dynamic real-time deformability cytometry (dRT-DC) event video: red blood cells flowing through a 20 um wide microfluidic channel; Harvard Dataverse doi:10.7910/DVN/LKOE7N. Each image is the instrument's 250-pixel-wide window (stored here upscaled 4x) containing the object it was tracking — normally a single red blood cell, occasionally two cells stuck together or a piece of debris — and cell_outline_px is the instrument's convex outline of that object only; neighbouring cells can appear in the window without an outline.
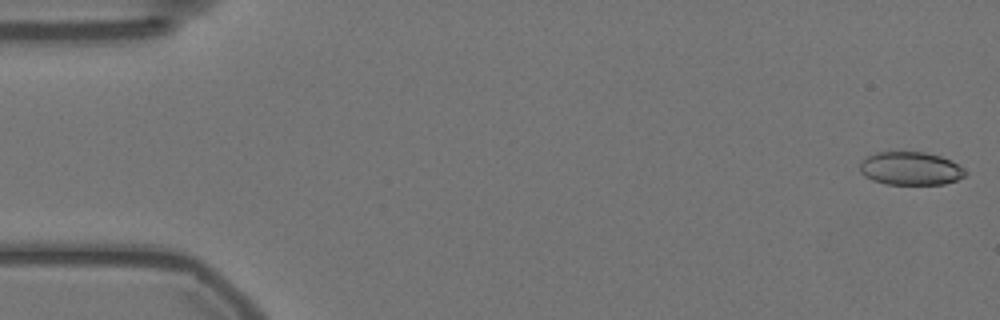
{"species": "Egyptian fruit bat (a non-hibernating species)", "species_latin": "Rousettus aegyptiacus", "temperature_condition": "warm", "stored_images_in_passage": 17, "camera_frame_rate_fps": 3000, "um_per_image_px": 0.085, "animal": {"sex": "female"}, "frame": {"image": 1, "passage_image": 1, "time_ms": 0.0, "image_size_px": [1000, 320], "cell_outline_px": [[968, 172], [964, 176], [956, 180], [944, 184], [888, 184], [872, 180], [864, 176], [860, 172], [860, 160], [876, 152], [924, 152], [940, 156], [952, 160], [964, 168]], "centroid_in_image_um": [77.4, 14.32], "position_along_channel_um": 7.6, "area_um2": 20.52}}
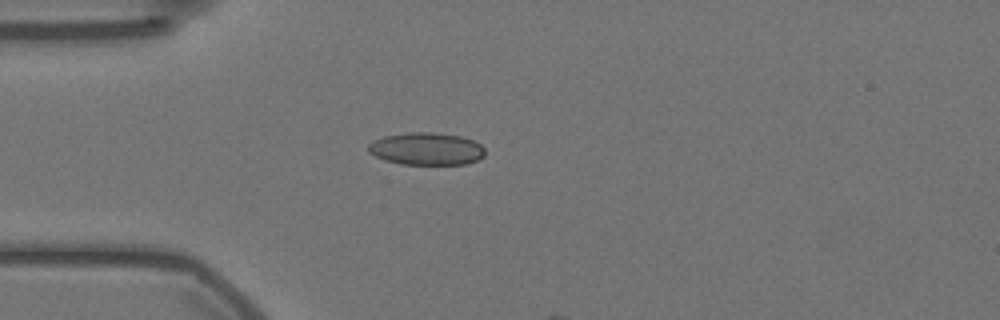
{"frame": {"image": 2, "passage_image": 15, "time_ms": 4.667, "image_size_px": [1000, 320], "cell_outline_px": [[484, 156], [468, 164], [400, 164], [384, 160], [368, 152], [368, 144], [384, 136], [408, 132], [432, 132], [460, 136], [472, 140], [480, 144], [484, 148]], "centroid_in_image_um": [36.24, 12.65], "position_along_channel_um": 48.8, "area_um2": 22.02}}